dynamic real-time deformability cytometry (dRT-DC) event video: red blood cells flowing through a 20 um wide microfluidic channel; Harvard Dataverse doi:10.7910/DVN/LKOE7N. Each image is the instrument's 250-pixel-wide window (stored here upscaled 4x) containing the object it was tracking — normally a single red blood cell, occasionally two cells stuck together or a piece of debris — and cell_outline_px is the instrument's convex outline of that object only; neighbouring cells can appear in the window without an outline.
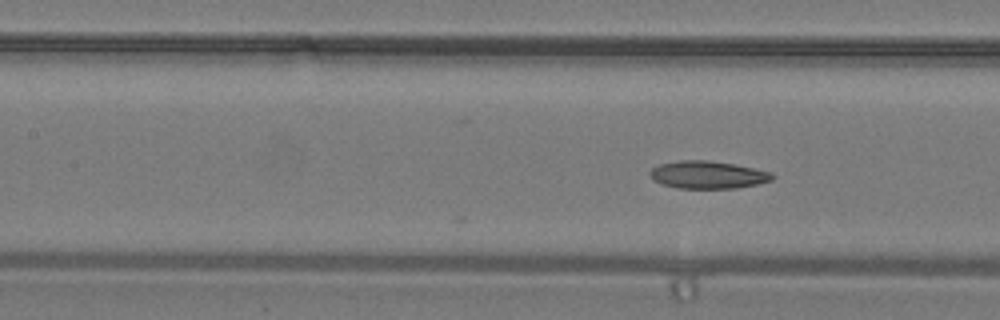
{"species": "common noctule bat (a hibernating species)", "species_latin": "Nyctalus noctula", "temperature_condition": "warm", "stored_images_in_passage": 16, "camera_frame_rate_fps": 3000, "um_per_image_px": 0.085, "animal": {"sex": "male", "body_mass_g": 19.2, "forearm_length_mm": 51.8}, "frame": {"image": 1, "passage_image": 16, "time_ms": 5.0, "image_size_px": [1000, 320], "cell_outline_px": [[776, 176], [772, 180], [756, 184], [736, 188], [676, 188], [652, 180], [648, 172], [652, 168], [660, 164], [680, 160], [708, 160], [736, 164], [772, 172]], "centroid_in_image_um": [60.17, 14.85], "position_along_channel_um": 147.2, "area_um2": 19.77}}